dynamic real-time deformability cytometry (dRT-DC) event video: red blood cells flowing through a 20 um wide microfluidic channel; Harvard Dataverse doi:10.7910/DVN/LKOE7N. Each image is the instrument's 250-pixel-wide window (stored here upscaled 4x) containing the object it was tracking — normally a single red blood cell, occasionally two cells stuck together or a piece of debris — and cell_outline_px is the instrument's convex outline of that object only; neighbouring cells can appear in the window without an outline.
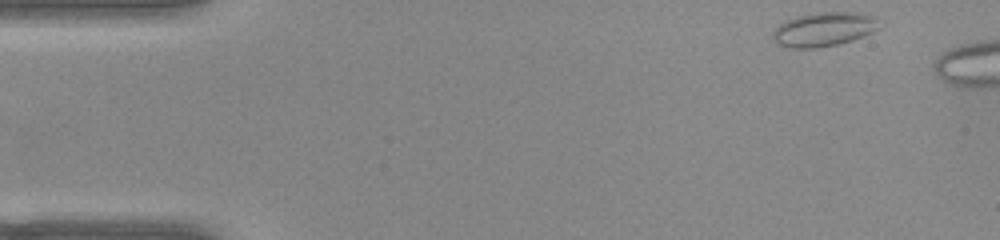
{"species": "common noctule bat (a hibernating species)", "species_latin": "Nyctalus noctula", "temperature_condition": "warm", "stored_images_in_passage": 4, "camera_frame_rate_fps": 3000, "um_per_image_px": 0.085, "animal": {"sex": "female", "body_mass_g": 22.0, "forearm_length_mm": 56.7}, "frame": {"image": 1, "passage_image": 1, "time_ms": 0.0, "image_size_px": [1000, 240], "cell_outline_px": [[880, 28], [872, 32], [852, 40], [840, 44], [816, 48], [792, 48], [780, 44], [772, 36], [772, 32], [784, 20], [796, 16], [820, 12], [860, 12], [872, 16], [876, 20]], "centroid_in_image_um": [70.02, 2.48], "position_along_channel_um": 15.0, "area_um2": 21.04}}